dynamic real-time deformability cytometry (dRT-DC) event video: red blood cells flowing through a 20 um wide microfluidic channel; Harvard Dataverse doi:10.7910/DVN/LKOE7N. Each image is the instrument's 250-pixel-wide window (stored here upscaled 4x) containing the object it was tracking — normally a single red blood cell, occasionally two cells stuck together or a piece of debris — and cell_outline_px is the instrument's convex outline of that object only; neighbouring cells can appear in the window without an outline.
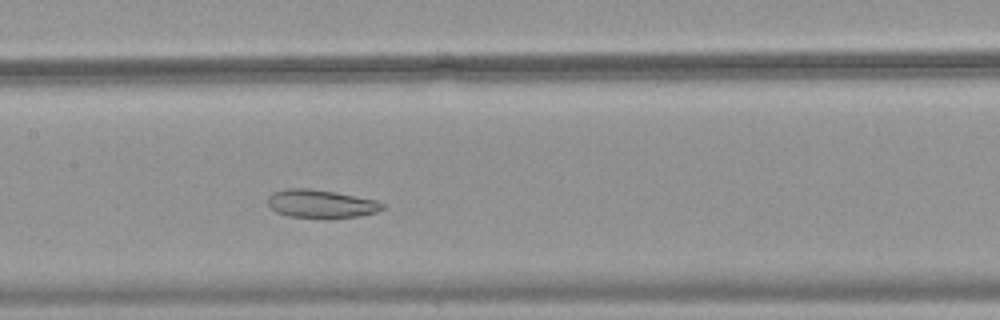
{"species": "common noctule bat (a hibernating species)", "species_latin": "Nyctalus noctula", "temperature_condition": "warm", "stored_images_in_passage": 38, "camera_frame_rate_fps": 3000, "um_per_image_px": 0.085, "animal": {"sex": "female", "body_mass_g": 18.4}, "frame": {"image": 1, "passage_image": 19, "time_ms": 6.0, "image_size_px": [1000, 320], "cell_outline_px": [[384, 208], [376, 212], [360, 216], [328, 220], [288, 216], [276, 212], [268, 204], [268, 196], [272, 192], [284, 188], [312, 188], [376, 200], [384, 204]], "centroid_in_image_um": [27.26, 17.35], "position_along_channel_um": 180.1, "area_um2": 19.36}}
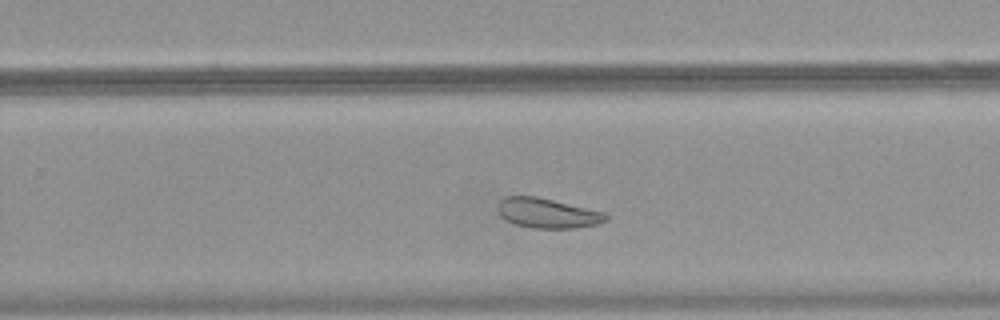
{"frame": {"image": 2, "passage_image": 27, "time_ms": 8.667, "image_size_px": [1000, 320], "cell_outline_px": [[608, 220], [600, 224], [576, 228], [532, 228], [516, 224], [504, 220], [500, 216], [496, 208], [496, 204], [504, 196], [536, 196], [604, 212], [608, 216]], "centroid_in_image_um": [46.5, 18.12], "position_along_channel_um": 283.3, "area_um2": 19.02}}
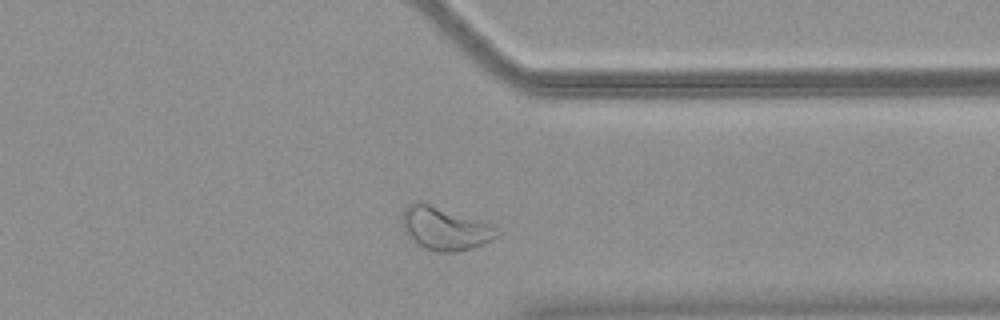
{"frame": {"image": 3, "passage_image": 34, "time_ms": 11.0, "image_size_px": [1000, 320], "cell_outline_px": [[500, 236], [492, 240], [472, 248], [452, 252], [436, 252], [424, 248], [408, 236], [404, 232], [404, 208], [408, 204], [416, 200], [420, 200], [488, 224], [496, 228], [500, 232]], "centroid_in_image_um": [37.8, 19.42], "position_along_channel_um": 373.6, "area_um2": 23.41}}